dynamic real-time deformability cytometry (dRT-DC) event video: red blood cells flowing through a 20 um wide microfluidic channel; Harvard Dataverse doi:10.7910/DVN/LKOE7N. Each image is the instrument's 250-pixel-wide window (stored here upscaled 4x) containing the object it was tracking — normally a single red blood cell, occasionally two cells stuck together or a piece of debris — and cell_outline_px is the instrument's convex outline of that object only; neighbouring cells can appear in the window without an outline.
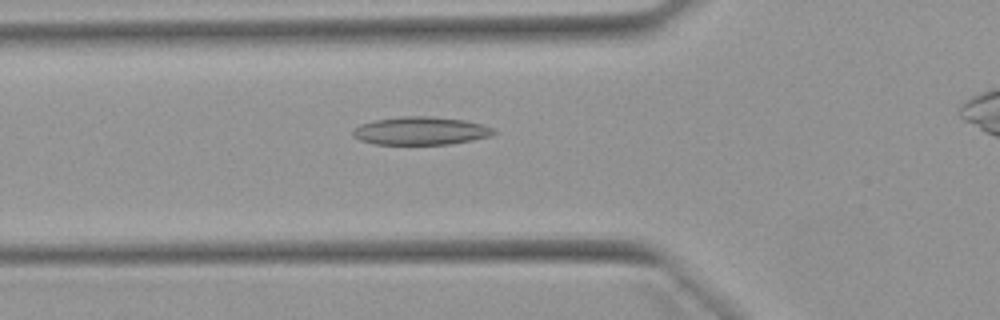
{"species": "Egyptian fruit bat (a non-hibernating species)", "species_latin": "Rousettus aegyptiacus", "temperature_condition": "warm", "stored_images_in_passage": 40, "camera_frame_rate_fps": 3000, "um_per_image_px": 0.085, "animal": {"sex": "female"}, "frame": {"image": 1, "passage_image": 13, "time_ms": 4.0, "image_size_px": [1000, 320], "cell_outline_px": [[496, 132], [492, 136], [472, 140], [448, 144], [372, 144], [360, 140], [352, 136], [352, 132], [360, 124], [376, 120], [400, 116], [432, 116], [464, 120], [484, 124], [492, 128]], "centroid_in_image_um": [35.77, 11.12], "position_along_channel_um": 90.0, "area_um2": 23.06}}
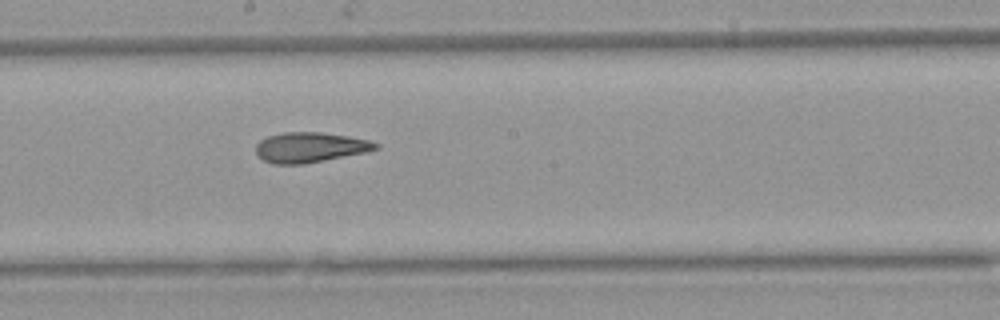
{"frame": {"image": 2, "passage_image": 23, "time_ms": 7.333, "image_size_px": [1000, 320], "cell_outline_px": [[380, 148], [368, 152], [304, 164], [272, 164], [264, 160], [256, 152], [256, 144], [260, 140], [268, 136], [284, 132], [320, 132], [348, 136], [368, 140], [380, 144]], "centroid_in_image_um": [26.38, 12.53], "position_along_channel_um": 221.8, "area_um2": 21.1}}
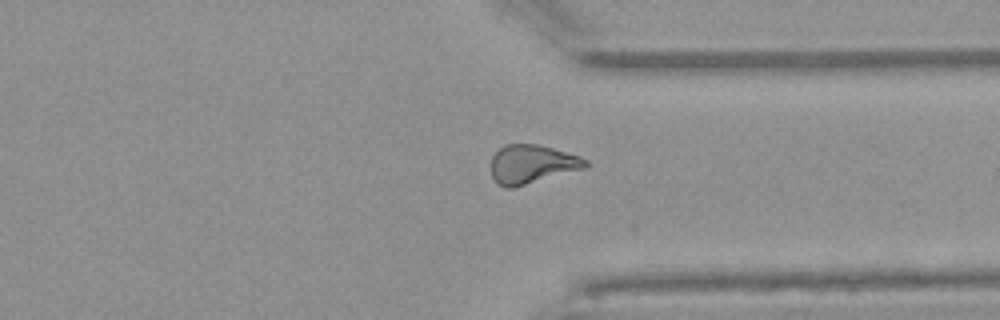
{"frame": {"image": 3, "passage_image": 34, "time_ms": 11.0, "image_size_px": [1000, 320], "cell_outline_px": [[588, 168], [512, 188], [504, 188], [492, 176], [492, 156], [504, 144], [536, 144], [552, 148], [580, 156], [588, 160]], "centroid_in_image_um": [45.26, 13.96], "position_along_channel_um": 366.1, "area_um2": 21.33}}